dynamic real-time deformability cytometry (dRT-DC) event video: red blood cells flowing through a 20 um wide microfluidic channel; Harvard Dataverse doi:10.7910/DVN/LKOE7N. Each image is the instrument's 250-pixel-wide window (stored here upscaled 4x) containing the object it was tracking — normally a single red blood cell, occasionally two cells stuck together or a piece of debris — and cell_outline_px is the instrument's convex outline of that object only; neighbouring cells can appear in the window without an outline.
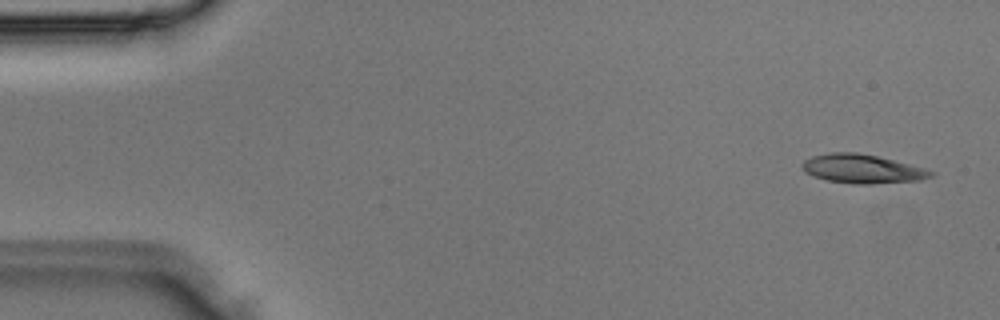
{"species": "Egyptian fruit bat (a non-hibernating species)", "species_latin": "Rousettus aegyptiacus", "temperature_condition": "room temperature", "stored_images_in_passage": 2, "segment_of_instrument_passage": [2, 2], "camera_frame_rate_fps": 3000, "um_per_image_px": 0.085, "animal": {"sex": "male"}, "frame": {"image": 1, "passage_image": 2, "time_ms": 0.333, "image_size_px": [1000, 320], "cell_outline_px": [[936, 172], [932, 176], [920, 180], [872, 184], [852, 184], [828, 180], [804, 172], [800, 164], [804, 160], [812, 156], [828, 152], [856, 152], [876, 156], [924, 168]], "centroid_in_image_um": [73.26, 14.35], "position_along_channel_um": 11.7, "area_um2": 21.56}}